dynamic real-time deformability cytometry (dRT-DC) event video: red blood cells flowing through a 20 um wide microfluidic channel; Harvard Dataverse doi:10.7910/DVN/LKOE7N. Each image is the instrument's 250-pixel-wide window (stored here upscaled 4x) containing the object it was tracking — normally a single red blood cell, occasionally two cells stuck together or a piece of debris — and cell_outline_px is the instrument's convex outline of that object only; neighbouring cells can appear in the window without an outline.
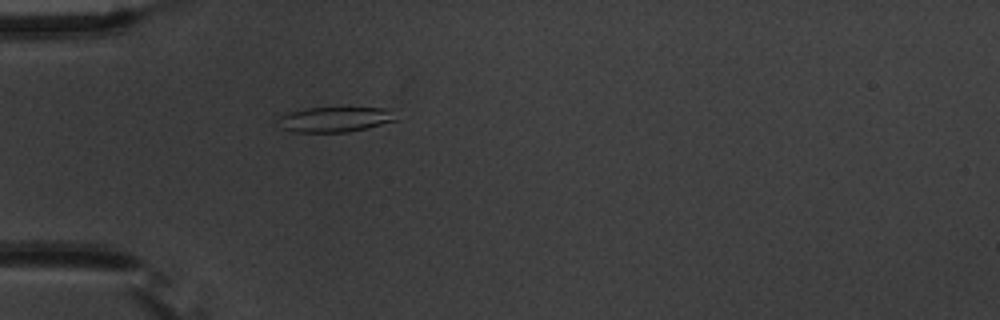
{"species": "common noctule bat (a hibernating species)", "species_latin": "Nyctalus noctula", "temperature_condition": "warm", "stored_images_in_passage": 3, "camera_frame_rate_fps": 3000, "um_per_image_px": 0.085, "animal": {"sex": "male", "body_mass_g": 20.1, "forearm_length_mm": 53.5}, "frame": {"image": 1, "passage_image": 3, "time_ms": 3.333, "image_size_px": [1000, 320], "cell_outline_px": [[400, 120], [368, 128], [348, 132], [292, 132], [280, 128], [276, 120], [280, 116], [288, 112], [308, 108], [348, 104], [384, 108]], "centroid_in_image_um": [28.48, 10.1], "position_along_channel_um": 56.5, "area_um2": 18.44}}